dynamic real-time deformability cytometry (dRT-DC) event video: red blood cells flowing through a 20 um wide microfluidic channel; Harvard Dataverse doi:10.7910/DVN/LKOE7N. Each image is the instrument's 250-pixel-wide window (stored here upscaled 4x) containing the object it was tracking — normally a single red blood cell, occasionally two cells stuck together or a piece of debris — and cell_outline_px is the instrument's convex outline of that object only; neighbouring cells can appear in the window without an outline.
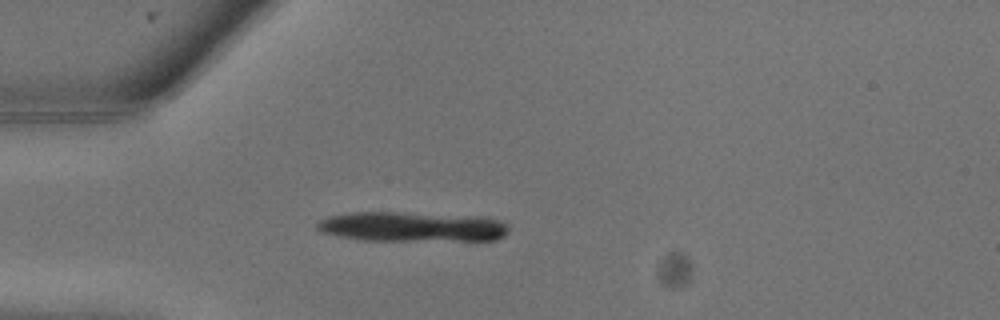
{"species": "common noctule bat (a hibernating species)", "species_latin": "Nyctalus noctula", "temperature_condition": "warm", "stored_images_in_passage": 5, "camera_frame_rate_fps": 3000, "um_per_image_px": 0.085, "animal": {"sex": "male", "body_mass_g": 13.3}, "frame": {"image": 1, "passage_image": 1, "time_ms": 0.0, "image_size_px": [1000, 320], "cell_outline_px": [[508, 232], [504, 236], [496, 240], [360, 240], [320, 232], [316, 228], [316, 224], [320, 220], [328, 216], [348, 212], [396, 212], [484, 216], [500, 220], [508, 228]], "centroid_in_image_um": [35.01, 19.26], "position_along_channel_um": 50.0, "area_um2": 33.52}}